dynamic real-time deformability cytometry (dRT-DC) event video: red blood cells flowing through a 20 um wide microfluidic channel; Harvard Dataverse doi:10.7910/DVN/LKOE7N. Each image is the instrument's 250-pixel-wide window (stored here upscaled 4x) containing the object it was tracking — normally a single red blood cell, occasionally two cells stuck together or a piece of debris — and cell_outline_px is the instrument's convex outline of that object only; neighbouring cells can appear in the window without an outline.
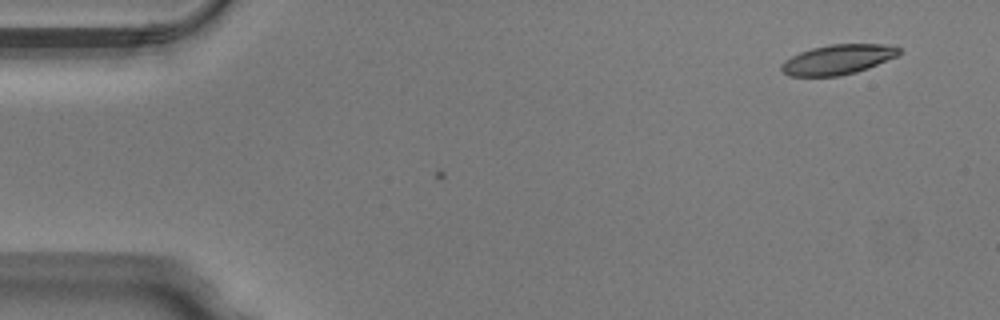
{"species": "Egyptian fruit bat (a non-hibernating species)", "species_latin": "Rousettus aegyptiacus", "temperature_condition": "warm", "stored_images_in_passage": 3, "camera_frame_rate_fps": 3000, "um_per_image_px": 0.085, "animal": {"sex": "male"}, "frame": {"image": 1, "passage_image": 1, "time_ms": 0.0, "image_size_px": [1000, 320], "cell_outline_px": [[900, 52], [896, 56], [868, 68], [856, 72], [840, 76], [788, 76], [780, 68], [780, 64], [784, 60], [800, 52], [812, 48], [832, 44], [884, 44], [900, 48]], "centroid_in_image_um": [71.18, 5.06], "position_along_channel_um": 13.8, "area_um2": 20.35}}